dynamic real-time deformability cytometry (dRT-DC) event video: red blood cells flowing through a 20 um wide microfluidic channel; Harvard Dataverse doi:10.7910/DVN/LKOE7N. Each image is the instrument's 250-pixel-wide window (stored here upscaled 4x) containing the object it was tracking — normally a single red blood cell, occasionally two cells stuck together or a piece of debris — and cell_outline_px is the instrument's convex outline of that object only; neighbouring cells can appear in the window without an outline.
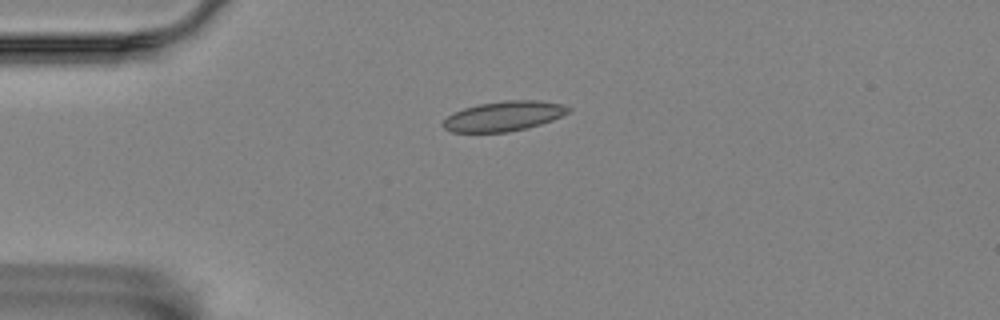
{"species": "Egyptian fruit bat (a non-hibernating species)", "species_latin": "Rousettus aegyptiacus", "temperature_condition": "room temperature", "stored_images_in_passage": 3, "camera_frame_rate_fps": 3000, "um_per_image_px": 0.085, "animal": {"sex": "female"}, "frame": {"image": 1, "passage_image": 2, "time_ms": 0.333, "image_size_px": [1000, 320], "cell_outline_px": [[572, 108], [568, 112], [552, 120], [540, 124], [508, 132], [452, 132], [444, 128], [440, 124], [448, 116], [464, 108], [480, 104], [504, 100], [540, 100], [564, 104]], "centroid_in_image_um": [42.83, 9.86], "position_along_channel_um": 42.2, "area_um2": 21.68}}